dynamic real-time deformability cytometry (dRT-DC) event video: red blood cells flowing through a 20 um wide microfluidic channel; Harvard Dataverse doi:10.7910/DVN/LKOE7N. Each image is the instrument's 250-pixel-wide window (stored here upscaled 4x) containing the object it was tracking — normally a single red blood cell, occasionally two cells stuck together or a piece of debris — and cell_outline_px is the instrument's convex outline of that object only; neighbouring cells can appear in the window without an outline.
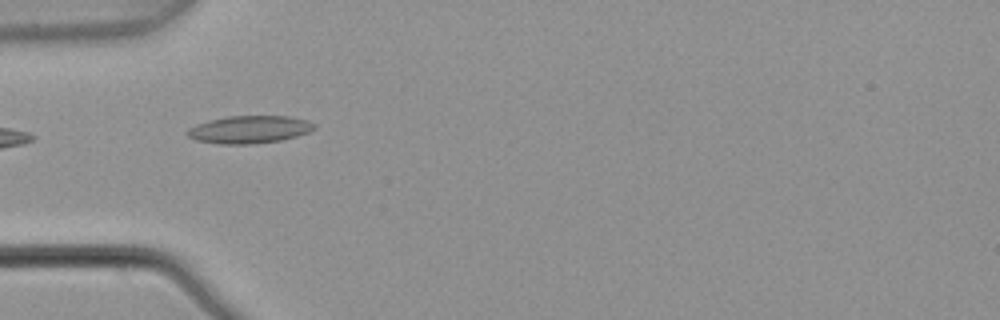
{"species": "common noctule bat (a hibernating species)", "species_latin": "Nyctalus noctula", "temperature_condition": "warm", "stored_images_in_passage": 5, "camera_frame_rate_fps": 3000, "um_per_image_px": 0.085, "animal": {"sex": "male", "body_mass_g": 21.5, "forearm_length_mm": 52.0}, "frame": {"image": 1, "passage_image": 4, "time_ms": 1.0, "image_size_px": [1000, 320], "cell_outline_px": [[316, 128], [308, 132], [296, 136], [280, 140], [252, 144], [216, 144], [196, 140], [188, 136], [184, 132], [188, 128], [196, 124], [208, 120], [228, 116], [288, 116], [308, 120], [316, 124]], "centroid_in_image_um": [21.17, 11.0], "position_along_channel_um": 63.8, "area_um2": 20.58}}
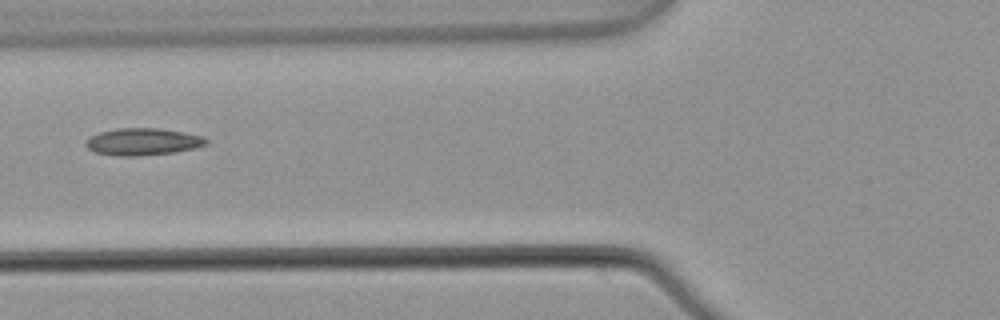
{"frame": {"image": 2, "passage_image": 5, "time_ms": 1.333, "image_size_px": [1000, 320], "cell_outline_px": [[208, 144], [196, 148], [176, 152], [136, 156], [116, 156], [96, 152], [88, 148], [84, 144], [84, 140], [88, 136], [100, 132], [116, 128], [160, 128], [184, 132], [204, 136], [208, 140]], "centroid_in_image_um": [12.14, 12.04], "position_along_channel_um": 113.7, "area_um2": 19.31}}